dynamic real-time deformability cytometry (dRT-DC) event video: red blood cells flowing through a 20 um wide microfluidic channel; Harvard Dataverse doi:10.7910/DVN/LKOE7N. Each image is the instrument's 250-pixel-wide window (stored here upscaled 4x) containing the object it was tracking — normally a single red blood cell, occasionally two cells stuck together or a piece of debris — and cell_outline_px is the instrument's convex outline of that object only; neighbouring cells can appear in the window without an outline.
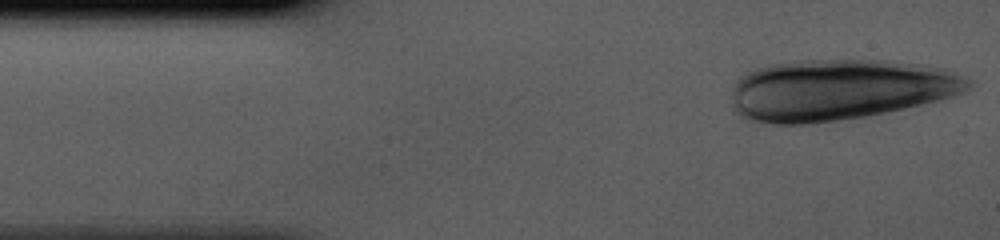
{"species": "human", "species_latin": "Homo sapiens", "temperature_condition": "cold", "stored_images_in_passage": 40, "segment_of_instrument_passage": [1, 2], "camera_frame_rate_fps": 3000, "um_per_image_px": 0.085, "donor": {"sex": "male"}, "frame": {"image": 1, "passage_image": 1, "time_ms": 0.0, "image_size_px": [1000, 240], "cell_outline_px": [[972, 88], [964, 92], [940, 100], [888, 112], [864, 116], [808, 124], [768, 124], [748, 120], [740, 116], [732, 108], [732, 88], [736, 80], [744, 72], [768, 64], [792, 60], [884, 60], [916, 64], [944, 68], [964, 76], [972, 80]], "centroid_in_image_um": [71.31, 7.62], "position_along_channel_um": 13.7, "area_um2": 84.91}}